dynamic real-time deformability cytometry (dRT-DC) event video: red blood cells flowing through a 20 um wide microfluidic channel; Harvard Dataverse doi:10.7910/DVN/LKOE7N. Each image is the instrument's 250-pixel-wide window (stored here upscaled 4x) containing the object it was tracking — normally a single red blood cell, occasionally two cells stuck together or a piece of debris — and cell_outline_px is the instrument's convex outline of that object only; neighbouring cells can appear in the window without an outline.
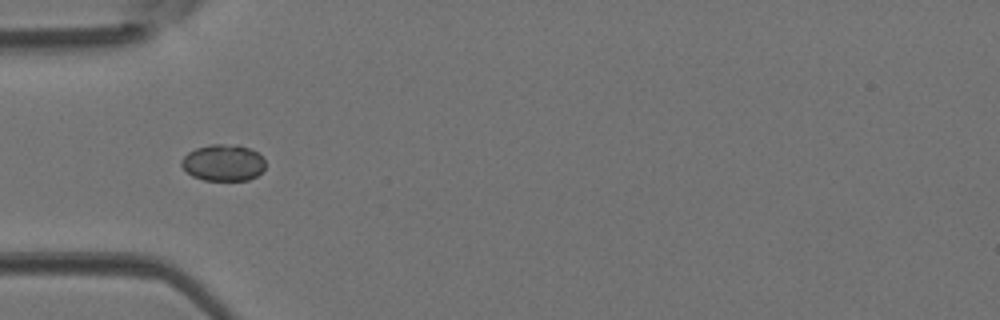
{"species": "Egyptian fruit bat (a non-hibernating species)", "species_latin": "Rousettus aegyptiacus", "temperature_condition": "room temperature", "stored_images_in_passage": 31, "camera_frame_rate_fps": 3000, "um_per_image_px": 0.085, "animal": {"sex": "female"}, "frame": {"image": 1, "passage_image": 1, "time_ms": 0.0, "image_size_px": [1000, 320], "cell_outline_px": [[264, 168], [256, 176], [248, 180], [204, 180], [192, 176], [180, 164], [180, 160], [188, 152], [196, 148], [212, 144], [236, 144], [248, 148], [256, 152], [264, 160]], "centroid_in_image_um": [18.95, 13.83], "position_along_channel_um": 66.1, "area_um2": 17.74}}
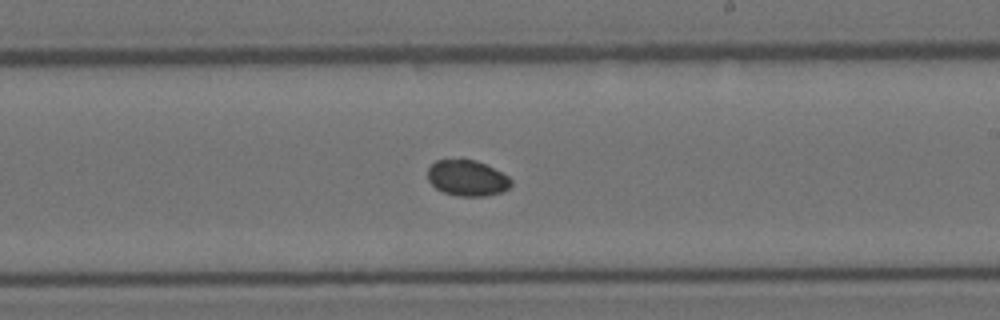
{"frame": {"image": 2, "passage_image": 13, "time_ms": 4.0, "image_size_px": [1000, 320], "cell_outline_px": [[512, 184], [508, 188], [500, 192], [484, 196], [456, 196], [444, 192], [436, 188], [428, 180], [428, 168], [436, 160], [460, 156], [476, 160], [508, 176], [512, 180]], "centroid_in_image_um": [39.67, 15.09], "position_along_channel_um": 249.3, "area_um2": 17.74}}
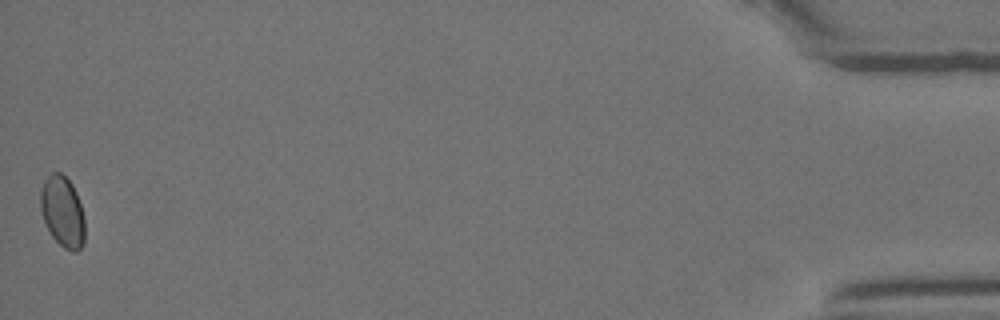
{"frame": {"image": 3, "passage_image": 31, "time_ms": 10.0, "image_size_px": [1000, 320], "cell_outline_px": [[84, 244], [76, 252], [72, 252], [64, 248], [52, 236], [40, 212], [40, 188], [44, 180], [52, 172], [60, 172], [72, 184], [76, 192], [84, 216]], "centroid_in_image_um": [5.31, 17.99], "position_along_channel_um": 429.9, "area_um2": 18.38}}